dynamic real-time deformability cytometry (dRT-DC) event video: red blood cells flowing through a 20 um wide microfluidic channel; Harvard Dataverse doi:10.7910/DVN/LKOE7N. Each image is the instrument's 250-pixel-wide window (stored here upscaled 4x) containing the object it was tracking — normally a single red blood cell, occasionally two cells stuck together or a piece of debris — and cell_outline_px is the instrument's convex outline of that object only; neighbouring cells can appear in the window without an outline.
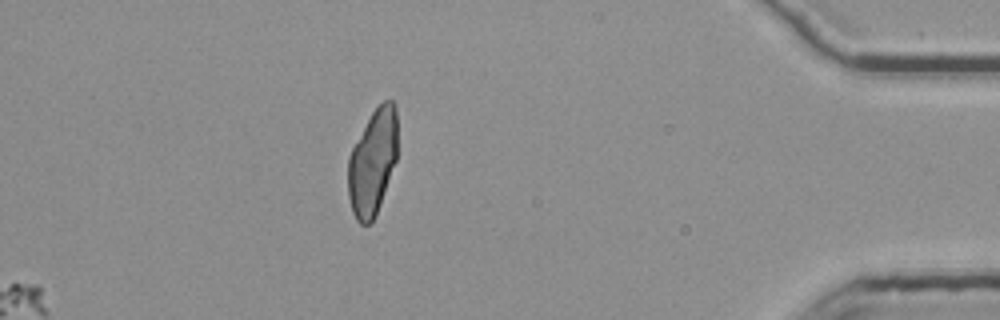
{"species": "common noctule bat (a hibernating species)", "species_latin": "Nyctalus noctula", "temperature_condition": "room temperature", "stored_images_in_passage": 53, "camera_frame_rate_fps": 3000, "um_per_image_px": 0.085, "animal": {"sex": "female", "body_mass_g": 25.1}, "frame": {"image": 1, "passage_image": 53, "time_ms": 17.333, "image_size_px": [1000, 320], "cell_outline_px": [[396, 160], [376, 216], [368, 224], [360, 224], [356, 220], [352, 212], [348, 196], [348, 156], [352, 148], [372, 112], [384, 100], [392, 100], [396, 104]], "centroid_in_image_um": [31.66, 13.81], "position_along_channel_um": 403.5, "area_um2": 30.29}}